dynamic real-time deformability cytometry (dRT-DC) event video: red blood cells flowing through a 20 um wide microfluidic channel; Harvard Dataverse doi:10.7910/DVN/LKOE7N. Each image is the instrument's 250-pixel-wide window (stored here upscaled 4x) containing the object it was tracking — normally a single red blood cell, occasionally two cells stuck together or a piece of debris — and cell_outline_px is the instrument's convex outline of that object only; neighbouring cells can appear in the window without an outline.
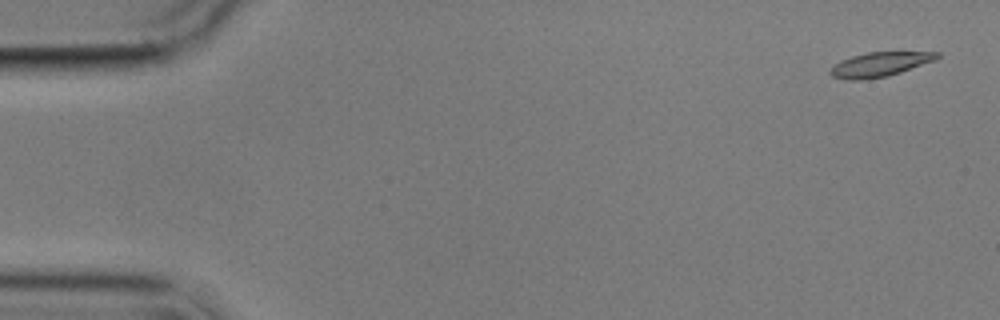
{"species": "common noctule bat (a hibernating species)", "species_latin": "Nyctalus noctula", "temperature_condition": "cold", "stored_images_in_passage": 9, "camera_frame_rate_fps": 3000, "um_per_image_px": 0.085, "animal": {"sex": "male", "body_mass_g": 17.9}, "frame": {"image": 1, "passage_image": 1, "time_ms": 0.0, "image_size_px": [1000, 320], "cell_outline_px": [[940, 56], [936, 60], [888, 76], [860, 80], [848, 80], [832, 76], [828, 72], [840, 60], [852, 56], [868, 52], [940, 52]], "centroid_in_image_um": [74.79, 5.47], "position_along_channel_um": 10.2, "area_um2": 15.09}}
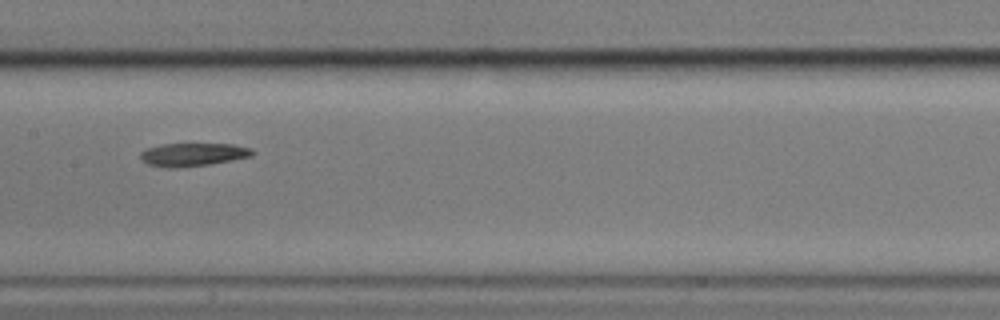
{"frame": {"image": 2, "passage_image": 6, "time_ms": 8.667, "image_size_px": [1000, 320], "cell_outline_px": [[256, 152], [252, 156], [232, 160], [208, 164], [176, 168], [168, 168], [148, 164], [140, 156], [140, 152], [148, 148], [160, 144], [232, 144], [252, 148]], "centroid_in_image_um": [16.43, 13.13], "position_along_channel_um": 191.0, "area_um2": 15.03}}
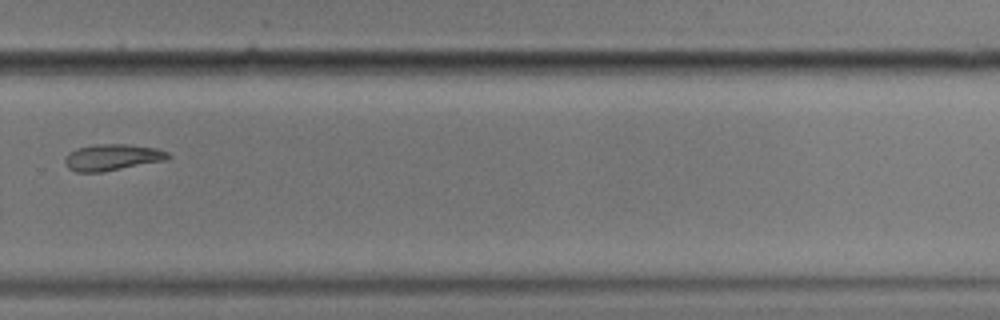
{"frame": {"image": 3, "passage_image": 9, "time_ms": 12.333, "image_size_px": [1000, 320], "cell_outline_px": [[172, 156], [164, 160], [100, 172], [76, 172], [68, 168], [64, 164], [64, 160], [68, 152], [76, 148], [96, 144], [128, 144], [156, 148], [168, 152]], "centroid_in_image_um": [9.49, 13.36], "position_along_channel_um": 320.3, "area_um2": 15.78}}